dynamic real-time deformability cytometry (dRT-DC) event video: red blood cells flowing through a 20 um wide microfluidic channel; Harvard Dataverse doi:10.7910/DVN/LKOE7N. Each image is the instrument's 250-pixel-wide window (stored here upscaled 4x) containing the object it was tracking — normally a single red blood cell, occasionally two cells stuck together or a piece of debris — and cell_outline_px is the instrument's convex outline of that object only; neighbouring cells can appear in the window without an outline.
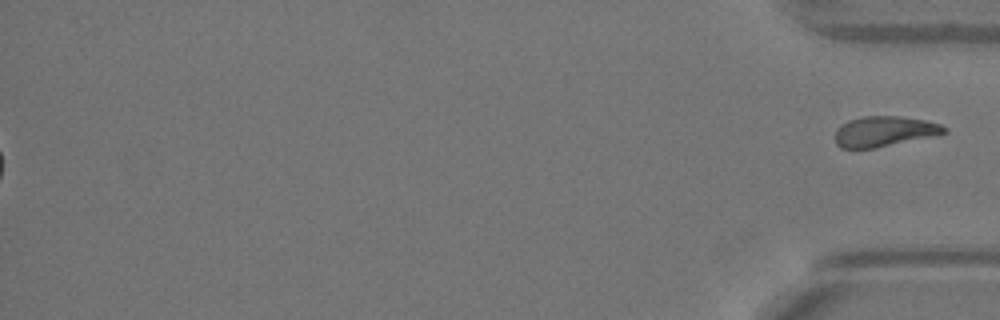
{"species": "Egyptian fruit bat (a non-hibernating species)", "species_latin": "Rousettus aegyptiacus", "temperature_condition": "warm", "stored_images_in_passage": 52, "segment_of_instrument_passage": [2, 2], "camera_frame_rate_fps": 3000, "um_per_image_px": 0.085, "animal": {"sex": "female"}, "frame": {"image": 1, "passage_image": 52, "time_ms": 17.0, "image_size_px": [1000, 320], "cell_outline_px": [[948, 132], [872, 148], [840, 148], [836, 144], [836, 128], [840, 124], [848, 120], [864, 116], [900, 116], [928, 120], [940, 124], [948, 128]], "centroid_in_image_um": [75.14, 11.14], "position_along_channel_um": 360.1, "area_um2": 19.07}}